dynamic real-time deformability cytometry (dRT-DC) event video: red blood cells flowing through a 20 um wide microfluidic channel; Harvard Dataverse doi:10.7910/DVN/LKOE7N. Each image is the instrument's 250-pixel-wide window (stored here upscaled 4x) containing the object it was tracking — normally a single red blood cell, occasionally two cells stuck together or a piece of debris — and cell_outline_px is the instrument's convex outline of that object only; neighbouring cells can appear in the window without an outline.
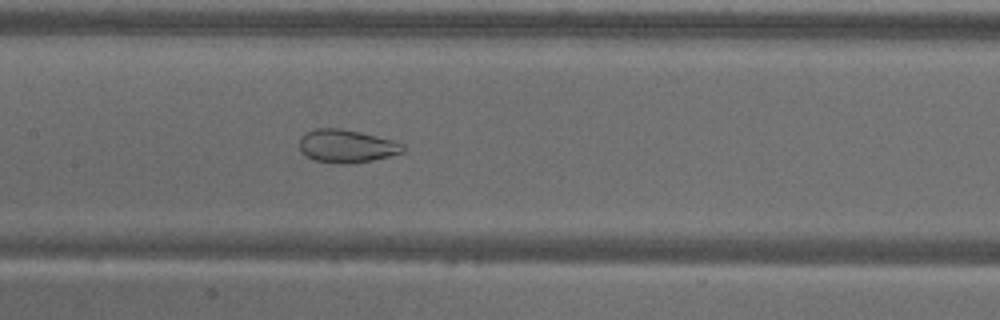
{"species": "common noctule bat (a hibernating species)", "species_latin": "Nyctalus noctula", "temperature_condition": "warm", "stored_images_in_passage": 56, "camera_frame_rate_fps": 3000, "um_per_image_px": 0.085, "animal": {"sex": "male", "body_mass_g": 18.8}, "frame": {"image": 1, "passage_image": 27, "time_ms": 8.667, "image_size_px": [1000, 320], "cell_outline_px": [[404, 152], [372, 160], [352, 164], [344, 164], [312, 160], [300, 152], [300, 136], [316, 128], [340, 128], [360, 132], [392, 140], [404, 144]], "centroid_in_image_um": [29.44, 12.42], "position_along_channel_um": 178.0, "area_um2": 19.94}}
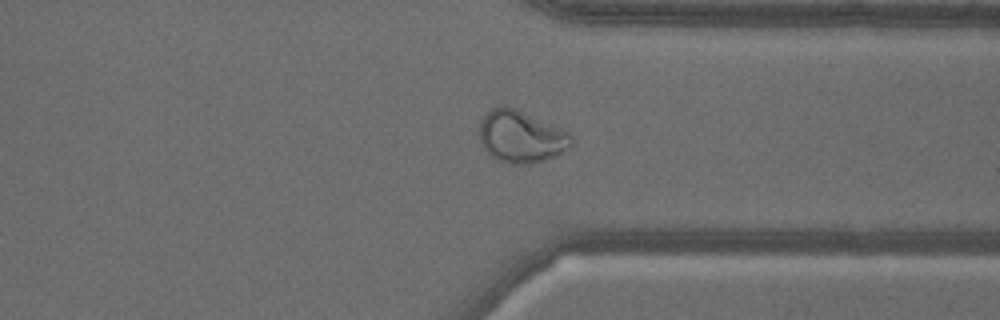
{"frame": {"image": 2, "passage_image": 43, "time_ms": 14.0, "image_size_px": [1000, 320], "cell_outline_px": [[572, 148], [556, 156], [544, 160], [528, 164], [512, 164], [500, 160], [488, 152], [480, 144], [480, 120], [492, 108], [500, 104], [512, 108], [560, 128], [568, 132], [572, 136]], "centroid_in_image_um": [44.3, 11.63], "position_along_channel_um": 367.1, "area_um2": 27.57}}
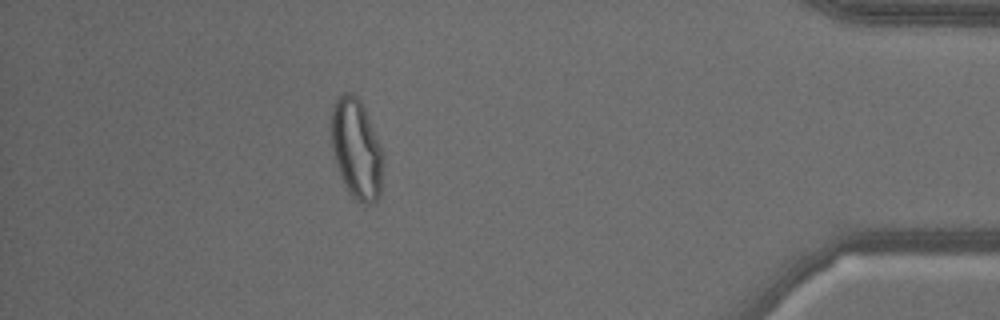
{"frame": {"image": 3, "passage_image": 50, "time_ms": 16.333, "image_size_px": [1000, 320], "cell_outline_px": [[384, 160], [380, 196], [372, 204], [364, 204], [356, 200], [348, 192], [336, 164], [332, 148], [332, 104], [344, 92], [352, 92], [360, 100], [364, 108], [384, 152]], "centroid_in_image_um": [30.33, 12.68], "position_along_channel_um": 404.9, "area_um2": 30.29}, "authors_computed_cell_mechanics": {"area_um2": 28.6977, "velocity_mm_per_s": 3.5653, "shape_relaxation_time_tau1_ms": null, "shape_relaxation_time_tau2_ms": 0.908, "deformation_change_tau1": null, "deformation_change_tau2": 0.0666}}